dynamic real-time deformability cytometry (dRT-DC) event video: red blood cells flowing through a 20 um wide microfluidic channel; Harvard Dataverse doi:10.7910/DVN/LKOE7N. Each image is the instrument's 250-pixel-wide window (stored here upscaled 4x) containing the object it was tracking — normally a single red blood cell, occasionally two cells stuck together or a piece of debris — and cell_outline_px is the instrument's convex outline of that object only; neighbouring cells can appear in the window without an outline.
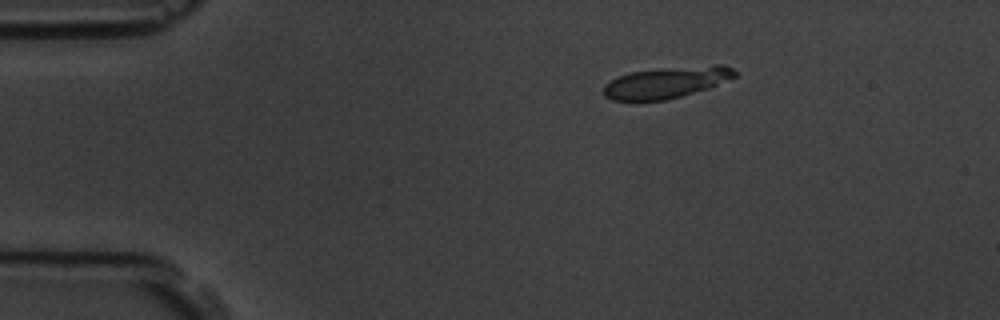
{"species": "common noctule bat (a hibernating species)", "species_latin": "Nyctalus noctula", "temperature_condition": "room temperature", "stored_images_in_passage": 4, "camera_frame_rate_fps": 3000, "um_per_image_px": 0.085, "animal": {"sex": "male", "body_mass_g": 19.5, "forearm_length_mm": 54.6}, "frame": {"image": 1, "passage_image": 2, "time_ms": 2.0, "image_size_px": [1000, 320], "cell_outline_px": [[736, 76], [712, 88], [668, 100], [612, 100], [604, 96], [604, 84], [616, 76], [632, 72], [660, 68], [716, 64], [724, 64], [732, 68], [736, 72]], "centroid_in_image_um": [56.69, 7.0], "position_along_channel_um": 28.3, "area_um2": 24.33}}
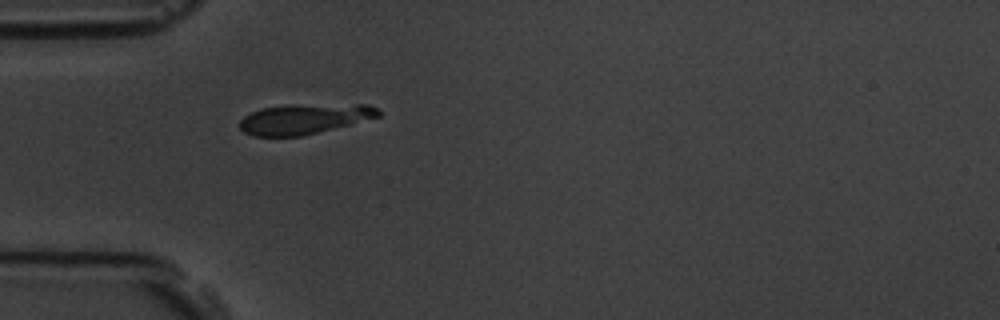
{"frame": {"image": 2, "passage_image": 4, "time_ms": 4.333, "image_size_px": [1000, 320], "cell_outline_px": [[380, 116], [352, 124], [300, 136], [256, 136], [244, 132], [240, 128], [240, 120], [244, 116], [260, 108], [288, 104], [368, 104], [376, 108], [380, 112]], "centroid_in_image_um": [25.87, 10.09], "position_along_channel_um": 59.1, "area_um2": 24.51}}